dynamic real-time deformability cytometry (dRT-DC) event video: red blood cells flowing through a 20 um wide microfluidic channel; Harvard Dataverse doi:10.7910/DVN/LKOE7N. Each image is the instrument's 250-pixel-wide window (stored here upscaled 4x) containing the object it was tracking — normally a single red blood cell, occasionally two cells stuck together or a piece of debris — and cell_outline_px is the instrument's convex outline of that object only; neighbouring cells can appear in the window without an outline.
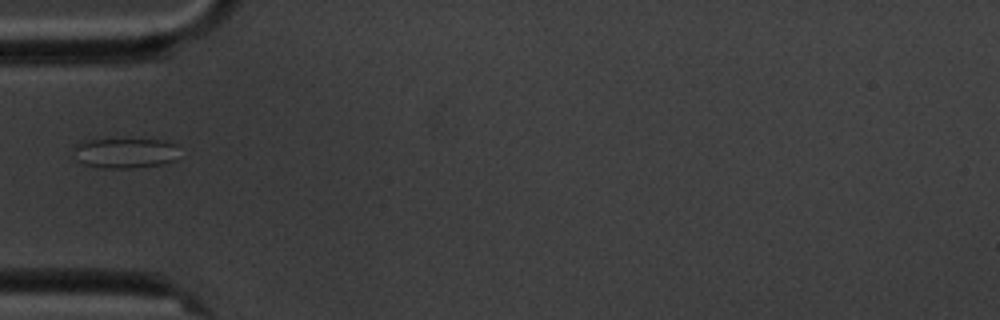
{"species": "common noctule bat (a hibernating species)", "species_latin": "Nyctalus noctula", "temperature_condition": "cold", "stored_images_in_passage": 15, "camera_frame_rate_fps": 3000, "um_per_image_px": 0.085, "animal": {"sex": "male", "body_mass_g": 20.1, "forearm_length_mm": 53.5}, "frame": {"image": 1, "passage_image": 5, "time_ms": 5.333, "image_size_px": [1000, 320], "cell_outline_px": [[176, 160], [160, 164], [132, 168], [100, 168], [84, 164], [76, 160], [76, 144], [80, 140], [164, 140], [176, 144]], "centroid_in_image_um": [10.62, 13.01], "position_along_channel_um": 74.4, "area_um2": 18.32}}
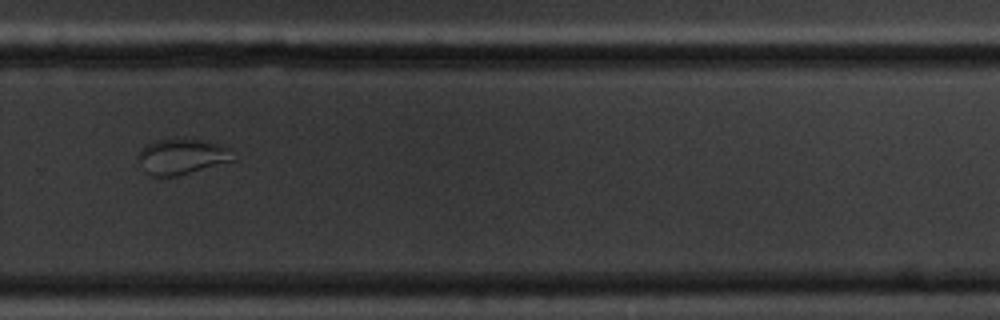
{"frame": {"image": 2, "passage_image": 11, "time_ms": 12.333, "image_size_px": [1000, 320], "cell_outline_px": [[236, 160], [176, 176], [152, 176], [144, 172], [136, 156], [140, 148], [152, 140], [208, 140], [228, 148]], "centroid_in_image_um": [15.4, 13.31], "position_along_channel_um": 314.4, "area_um2": 19.65}}